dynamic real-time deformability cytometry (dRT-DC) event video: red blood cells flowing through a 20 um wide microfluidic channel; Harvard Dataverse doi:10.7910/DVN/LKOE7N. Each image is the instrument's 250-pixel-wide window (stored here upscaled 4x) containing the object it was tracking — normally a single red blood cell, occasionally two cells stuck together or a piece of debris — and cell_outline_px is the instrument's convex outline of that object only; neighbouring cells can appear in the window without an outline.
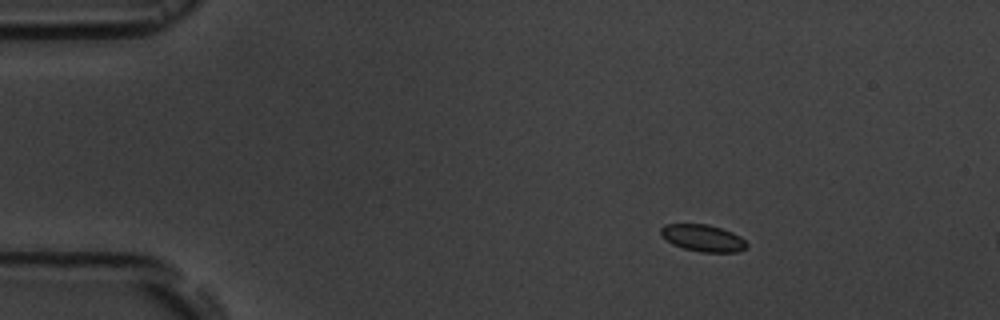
{"species": "common noctule bat (a hibernating species)", "species_latin": "Nyctalus noctula", "temperature_condition": "room temperature", "stored_images_in_passage": 3, "camera_frame_rate_fps": 3000, "um_per_image_px": 0.085, "animal": {"sex": "male", "body_mass_g": 19.5, "forearm_length_mm": 54.6}, "frame": {"image": 1, "passage_image": 1, "time_ms": 0.0, "image_size_px": [1000, 320], "cell_outline_px": [[748, 244], [744, 248], [736, 252], [700, 252], [684, 248], [672, 244], [660, 236], [660, 228], [664, 224], [708, 224], [732, 232], [740, 236]], "centroid_in_image_um": [59.7, 20.22], "position_along_channel_um": 25.3, "area_um2": 13.47}}